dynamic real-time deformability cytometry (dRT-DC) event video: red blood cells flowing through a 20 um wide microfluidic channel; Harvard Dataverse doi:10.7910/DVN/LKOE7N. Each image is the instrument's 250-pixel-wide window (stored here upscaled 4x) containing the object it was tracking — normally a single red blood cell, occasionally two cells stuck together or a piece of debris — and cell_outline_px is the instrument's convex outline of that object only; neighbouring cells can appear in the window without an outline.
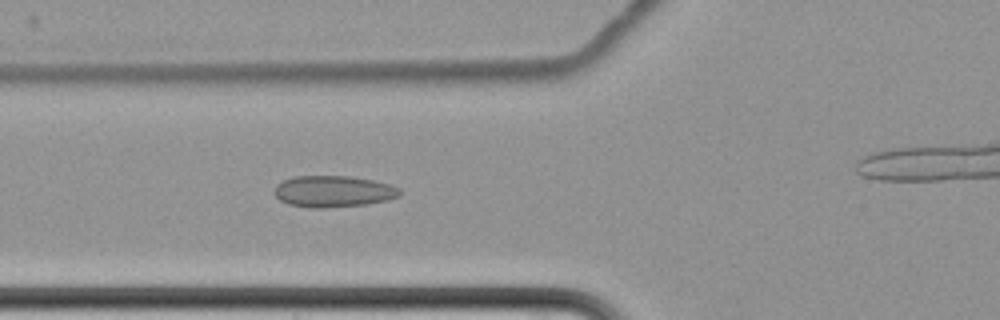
{"species": "common noctule bat (a hibernating species)", "species_latin": "Nyctalus noctula", "temperature_condition": "cold", "stored_images_in_passage": 4, "camera_frame_rate_fps": 3000, "um_per_image_px": 0.085, "animal": {"sex": "female", "body_mass_g": 22.7, "forearm_length_mm": 54.2}, "frame": {"image": 1, "passage_image": 3, "time_ms": 2.667, "image_size_px": [1000, 320], "cell_outline_px": [[400, 196], [388, 200], [368, 204], [324, 208], [312, 208], [288, 204], [280, 200], [272, 192], [276, 184], [284, 180], [296, 176], [348, 176], [372, 180], [388, 184], [400, 188]], "centroid_in_image_um": [28.31, 16.27], "position_along_channel_um": 97.5, "area_um2": 23.06}}